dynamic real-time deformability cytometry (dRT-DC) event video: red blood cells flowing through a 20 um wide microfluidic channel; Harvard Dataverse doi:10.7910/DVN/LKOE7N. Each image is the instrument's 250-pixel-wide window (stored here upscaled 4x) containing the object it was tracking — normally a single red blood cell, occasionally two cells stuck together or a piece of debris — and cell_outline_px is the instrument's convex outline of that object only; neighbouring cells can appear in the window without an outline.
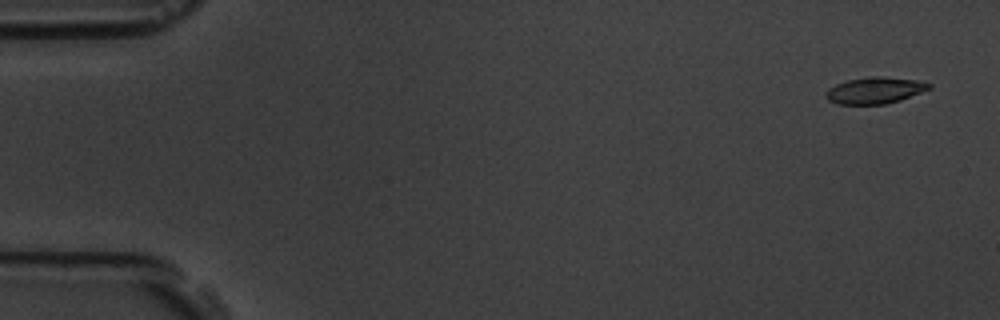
{"species": "common noctule bat (a hibernating species)", "species_latin": "Nyctalus noctula", "temperature_condition": "room temperature", "stored_images_in_passage": 4, "camera_frame_rate_fps": 3000, "um_per_image_px": 0.085, "animal": {"sex": "male", "body_mass_g": 19.5, "forearm_length_mm": 54.6}, "frame": {"image": 1, "passage_image": 1, "time_ms": 0.0, "image_size_px": [1000, 320], "cell_outline_px": [[932, 88], [900, 100], [884, 104], [836, 104], [828, 100], [824, 96], [824, 92], [828, 88], [836, 84], [848, 80], [868, 76], [884, 76], [916, 80], [932, 84]], "centroid_in_image_um": [74.33, 7.68], "position_along_channel_um": 10.7, "area_um2": 16.07}}